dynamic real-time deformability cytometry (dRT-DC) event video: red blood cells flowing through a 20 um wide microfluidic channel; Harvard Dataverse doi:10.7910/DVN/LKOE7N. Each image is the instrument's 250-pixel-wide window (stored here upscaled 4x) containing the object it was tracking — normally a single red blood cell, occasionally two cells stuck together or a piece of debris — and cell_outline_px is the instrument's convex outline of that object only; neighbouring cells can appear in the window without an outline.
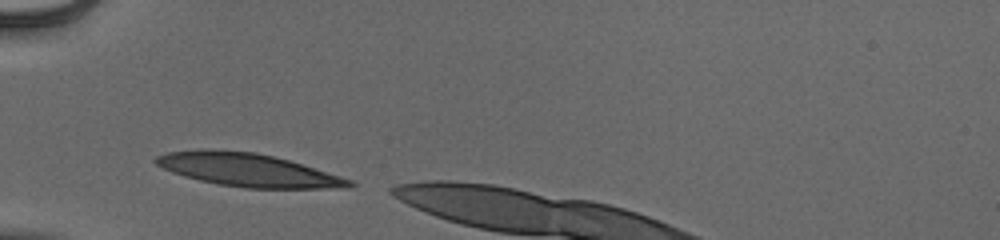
{"species": "human", "species_latin": "Homo sapiens", "temperature_condition": "cold", "stored_images_in_passage": 28, "camera_frame_rate_fps": 3000, "um_per_image_px": 0.085, "donor": {"sex": "male"}, "frame": {"image": 1, "passage_image": 1, "time_ms": 0.0, "image_size_px": [1000, 240], "cell_outline_px": [[356, 184], [348, 188], [244, 188], [220, 184], [200, 180], [184, 176], [172, 172], [156, 164], [152, 160], [156, 156], [164, 152], [200, 148], [204, 148], [256, 152], [304, 164], [352, 180]], "centroid_in_image_um": [21.04, 14.43], "position_along_channel_um": 64.0, "area_um2": 37.51}}
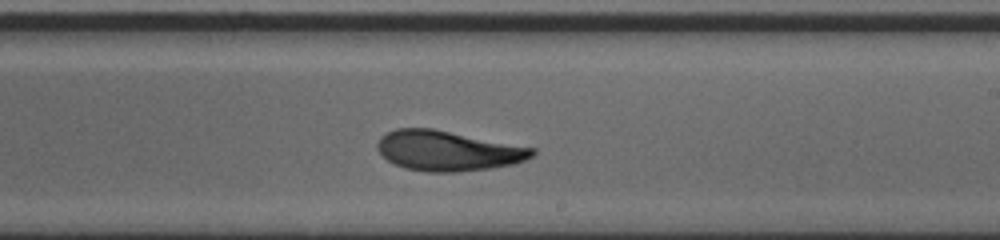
{"frame": {"image": 2, "passage_image": 16, "time_ms": 5.0, "image_size_px": [1000, 240], "cell_outline_px": [[536, 152], [532, 156], [524, 160], [512, 164], [492, 168], [456, 172], [428, 172], [404, 168], [388, 160], [376, 148], [376, 144], [380, 136], [396, 128], [432, 128], [536, 148]], "centroid_in_image_um": [38.06, 12.81], "position_along_channel_um": 250.9, "area_um2": 36.13}}
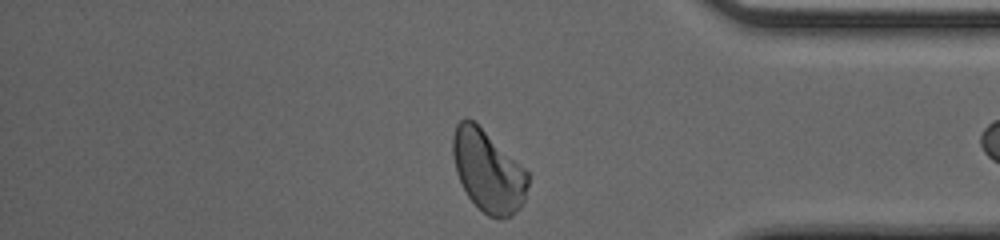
{"frame": {"image": 3, "passage_image": 28, "time_ms": 9.0, "image_size_px": [1000, 240], "cell_outline_px": [[528, 184], [524, 200], [520, 208], [512, 216], [500, 220], [496, 220], [488, 216], [468, 196], [456, 172], [452, 152], [452, 136], [456, 124], [464, 116], [468, 116], [524, 168], [528, 172]], "centroid_in_image_um": [41.47, 14.55], "position_along_channel_um": 393.7, "area_um2": 35.55}, "authors_computed_cell_mechanics": {"area_um2": 35.9805, "velocity_mm_per_s": 3.9066, "shape_relaxation_time_tau1_ms": 3.7879, "shape_relaxation_time_tau2_ms": 2.3908, "deformation_change_tau1": 0.1829, "deformation_change_tau2": 0.0691}}